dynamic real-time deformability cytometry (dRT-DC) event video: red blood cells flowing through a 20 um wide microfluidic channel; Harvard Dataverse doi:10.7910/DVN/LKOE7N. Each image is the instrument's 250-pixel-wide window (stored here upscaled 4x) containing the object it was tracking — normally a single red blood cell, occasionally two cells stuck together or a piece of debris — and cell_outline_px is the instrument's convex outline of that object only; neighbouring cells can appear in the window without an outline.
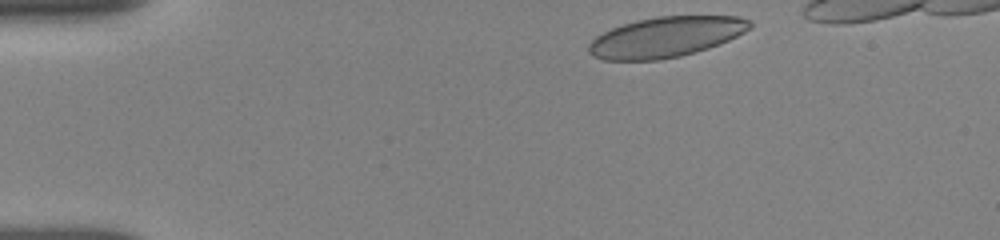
{"species": "human", "species_latin": "Homo sapiens", "temperature_condition": "room temperature", "stored_images_in_passage": 14, "camera_frame_rate_fps": 3000, "um_per_image_px": 0.085, "donor": {"sex": "female"}, "frame": {"image": 1, "passage_image": 1, "time_ms": 0.0, "image_size_px": [1000, 240], "cell_outline_px": [[752, 28], [728, 40], [708, 48], [680, 56], [660, 60], [604, 60], [592, 56], [588, 52], [588, 44], [596, 36], [612, 28], [636, 20], [656, 16], [736, 16], [752, 20]], "centroid_in_image_um": [56.59, 3.14], "position_along_channel_um": 28.4, "area_um2": 37.92}}
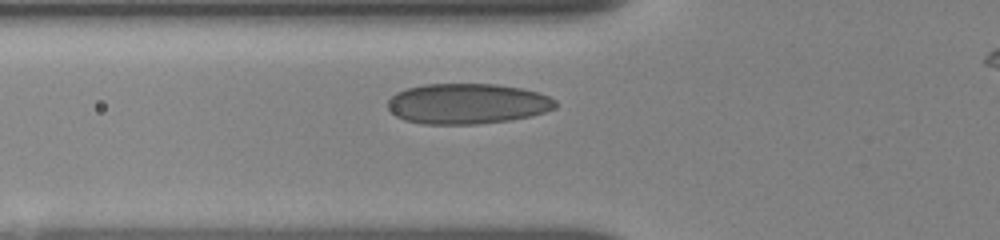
{"frame": {"image": 2, "passage_image": 11, "time_ms": 3.333, "image_size_px": [1000, 240], "cell_outline_px": [[556, 108], [532, 116], [508, 120], [476, 124], [424, 124], [404, 120], [396, 116], [388, 108], [388, 100], [396, 92], [404, 88], [424, 84], [496, 84], [520, 88], [536, 92], [548, 96], [556, 100]], "centroid_in_image_um": [39.7, 8.81], "position_along_channel_um": 86.1, "area_um2": 39.59}}
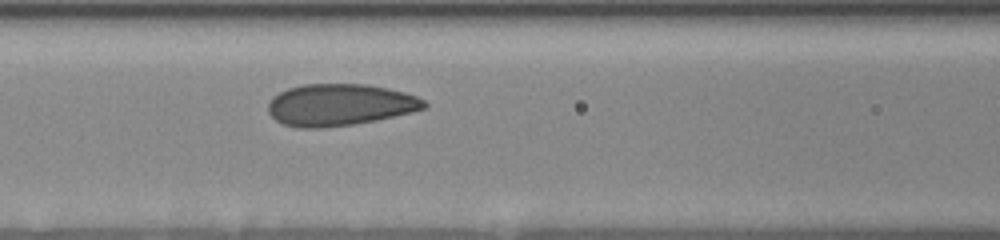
{"frame": {"image": 3, "passage_image": 14, "time_ms": 4.667, "image_size_px": [1000, 240], "cell_outline_px": [[428, 108], [412, 112], [376, 120], [352, 124], [320, 128], [300, 128], [284, 124], [276, 120], [268, 112], [268, 104], [272, 96], [288, 88], [304, 84], [368, 84], [388, 88], [404, 92], [416, 96], [424, 100], [428, 104]], "centroid_in_image_um": [28.89, 8.9], "position_along_channel_um": 137.7, "area_um2": 38.09}}